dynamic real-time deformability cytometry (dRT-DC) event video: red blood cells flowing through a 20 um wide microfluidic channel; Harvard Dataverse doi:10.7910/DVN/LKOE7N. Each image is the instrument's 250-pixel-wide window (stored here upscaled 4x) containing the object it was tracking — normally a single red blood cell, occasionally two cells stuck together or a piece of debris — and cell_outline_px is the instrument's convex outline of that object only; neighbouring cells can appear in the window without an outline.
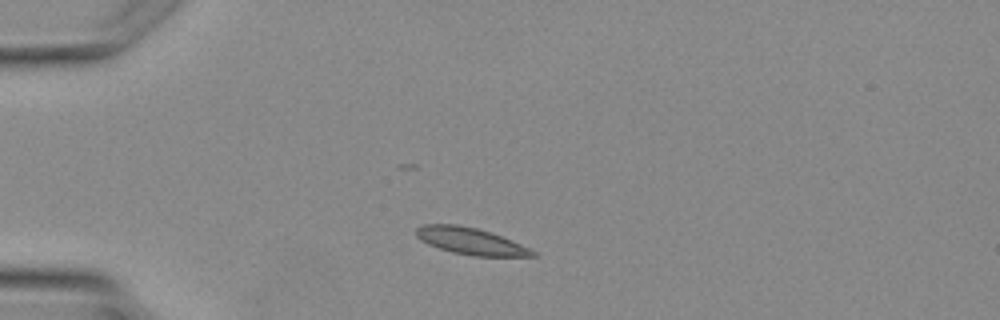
{"species": "Egyptian fruit bat (a non-hibernating species)", "species_latin": "Rousettus aegyptiacus", "temperature_condition": "warm", "stored_images_in_passage": 2, "camera_frame_rate_fps": 3000, "um_per_image_px": 0.085, "animal": {"sex": "female"}, "frame": {"image": 1, "passage_image": 2, "time_ms": 1.0, "image_size_px": [1000, 320], "cell_outline_px": [[536, 256], [472, 256], [452, 252], [428, 244], [420, 240], [416, 236], [416, 228], [420, 224], [456, 224], [476, 228], [512, 240], [536, 252]], "centroid_in_image_um": [39.95, 20.49], "position_along_channel_um": 45.1, "area_um2": 17.98}}